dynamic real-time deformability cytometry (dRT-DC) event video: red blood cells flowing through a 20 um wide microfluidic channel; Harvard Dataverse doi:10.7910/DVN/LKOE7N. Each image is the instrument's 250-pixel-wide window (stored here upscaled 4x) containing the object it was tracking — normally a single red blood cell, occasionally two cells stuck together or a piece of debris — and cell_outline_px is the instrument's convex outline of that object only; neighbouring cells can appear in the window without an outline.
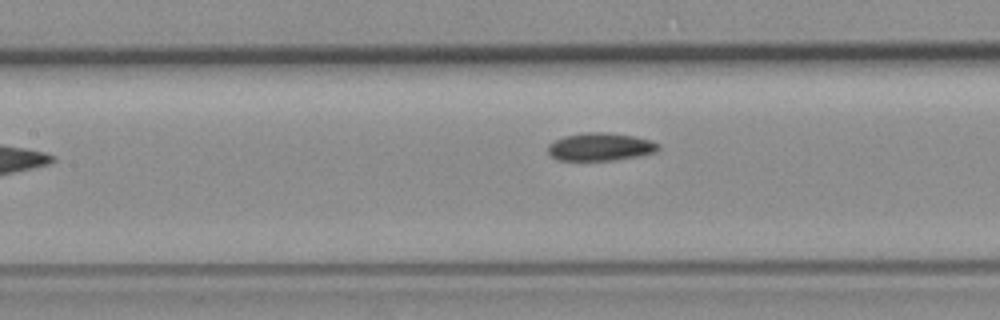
{"species": "common noctule bat (a hibernating species)", "species_latin": "Nyctalus noctula", "temperature_condition": "room temperature", "stored_images_in_passage": 5, "camera_frame_rate_fps": 3000, "um_per_image_px": 0.085, "animal": {"sex": "female", "body_mass_g": 19.3, "forearm_length_mm": 54.1}, "frame": {"image": 1, "passage_image": 5, "time_ms": 5.0, "image_size_px": [1000, 320], "cell_outline_px": [[660, 148], [656, 152], [640, 156], [616, 160], [556, 160], [548, 152], [548, 144], [564, 136], [584, 132], [608, 132], [632, 136], [648, 140], [660, 144]], "centroid_in_image_um": [51.03, 12.48], "position_along_channel_um": 156.4, "area_um2": 17.98}}